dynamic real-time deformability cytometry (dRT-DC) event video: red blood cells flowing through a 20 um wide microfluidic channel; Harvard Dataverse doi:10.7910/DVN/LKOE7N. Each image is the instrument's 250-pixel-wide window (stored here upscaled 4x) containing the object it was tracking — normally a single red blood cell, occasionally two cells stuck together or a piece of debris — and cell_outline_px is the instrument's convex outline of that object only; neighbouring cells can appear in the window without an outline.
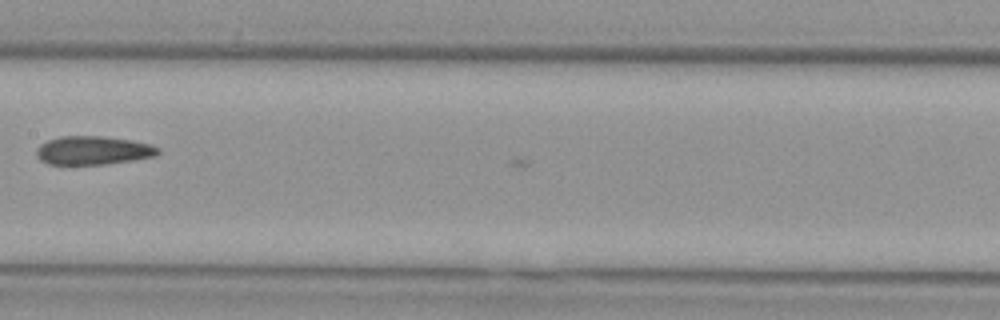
{"species": "Egyptian fruit bat (a non-hibernating species)", "species_latin": "Rousettus aegyptiacus", "temperature_condition": "cold", "stored_images_in_passage": 8, "camera_frame_rate_fps": 3000, "um_per_image_px": 0.085, "animal": {"sex": "female"}, "frame": {"image": 1, "passage_image": 7, "time_ms": 2.0, "image_size_px": [1000, 320], "cell_outline_px": [[160, 152], [156, 156], [108, 164], [48, 164], [40, 160], [36, 156], [36, 148], [40, 144], [48, 140], [60, 136], [100, 136], [132, 140], [152, 144], [160, 148]], "centroid_in_image_um": [7.92, 12.78], "position_along_channel_um": 199.5, "area_um2": 20.4}}